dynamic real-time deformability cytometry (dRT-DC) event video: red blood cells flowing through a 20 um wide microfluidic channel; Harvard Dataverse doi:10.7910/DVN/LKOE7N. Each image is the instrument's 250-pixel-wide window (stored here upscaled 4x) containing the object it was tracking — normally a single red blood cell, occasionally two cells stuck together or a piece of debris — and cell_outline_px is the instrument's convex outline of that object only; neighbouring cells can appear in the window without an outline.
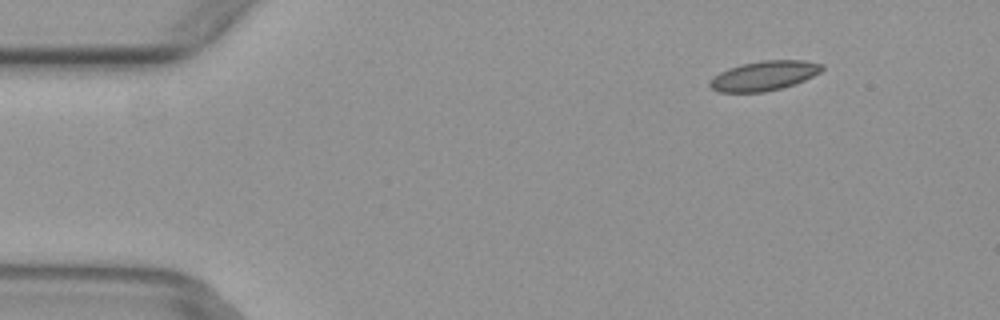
{"species": "common noctule bat (a hibernating species)", "species_latin": "Nyctalus noctula", "temperature_condition": "warm", "stored_images_in_passage": 3, "camera_frame_rate_fps": 3000, "um_per_image_px": 0.085, "animal": {"sex": "female", "body_mass_g": 29.2, "forearm_length_mm": 56.3}, "frame": {"image": 1, "passage_image": 1, "time_ms": 0.0, "image_size_px": [1000, 320], "cell_outline_px": [[824, 68], [820, 72], [804, 80], [780, 88], [764, 92], [720, 92], [712, 88], [708, 84], [712, 76], [728, 68], [740, 64], [760, 60], [804, 60], [824, 64]], "centroid_in_image_um": [64.93, 6.42], "position_along_channel_um": 20.1, "area_um2": 19.36}}